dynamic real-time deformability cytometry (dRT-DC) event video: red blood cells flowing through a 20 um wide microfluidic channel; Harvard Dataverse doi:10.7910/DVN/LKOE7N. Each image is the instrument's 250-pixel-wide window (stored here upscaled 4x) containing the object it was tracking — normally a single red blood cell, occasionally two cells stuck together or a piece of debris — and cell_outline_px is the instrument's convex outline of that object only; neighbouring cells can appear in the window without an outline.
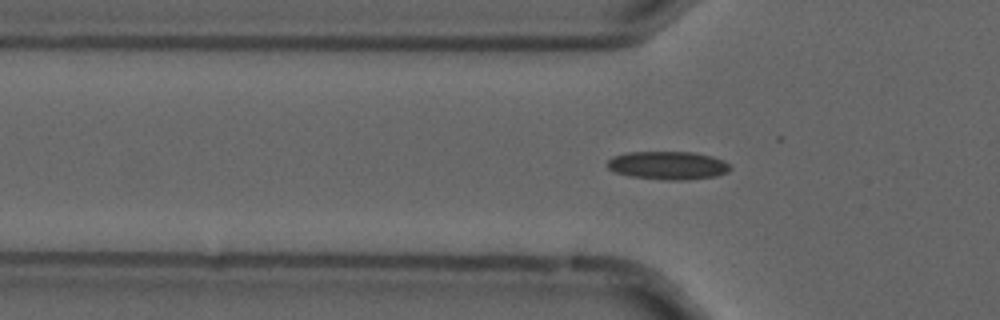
{"species": "common noctule bat (a hibernating species)", "species_latin": "Nyctalus noctula", "temperature_condition": "cold", "stored_images_in_passage": 56, "camera_frame_rate_fps": 3000, "um_per_image_px": 0.085, "animal": {"sex": "male", "forearm_length_mm": 52.5}, "frame": {"image": 1, "passage_image": 18, "time_ms": 5.667, "image_size_px": [1000, 320], "cell_outline_px": [[732, 168], [728, 172], [716, 176], [688, 180], [664, 180], [628, 176], [616, 172], [608, 168], [608, 160], [612, 156], [628, 152], [696, 152], [712, 156], [724, 160], [732, 164]], "centroid_in_image_um": [56.83, 14.06], "position_along_channel_um": 69.0, "area_um2": 20.52}}
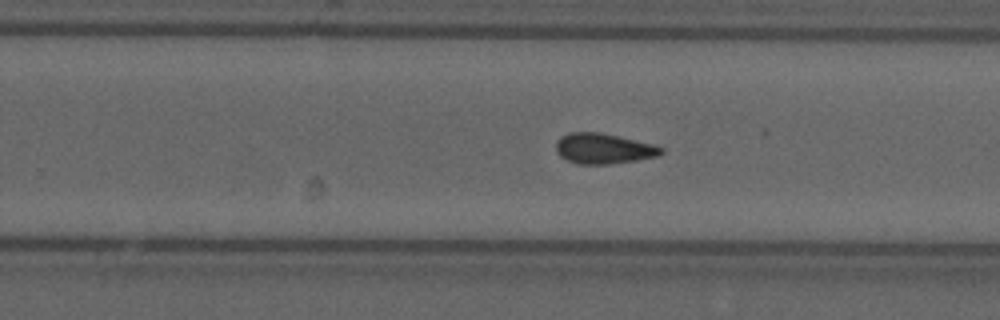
{"frame": {"image": 2, "passage_image": 35, "time_ms": 11.333, "image_size_px": [1000, 320], "cell_outline_px": [[664, 152], [660, 156], [636, 160], [608, 164], [580, 164], [568, 160], [560, 156], [556, 152], [556, 140], [560, 136], [568, 132], [600, 132], [652, 144], [664, 148]], "centroid_in_image_um": [51.28, 12.62], "position_along_channel_um": 278.5, "area_um2": 18.67}}
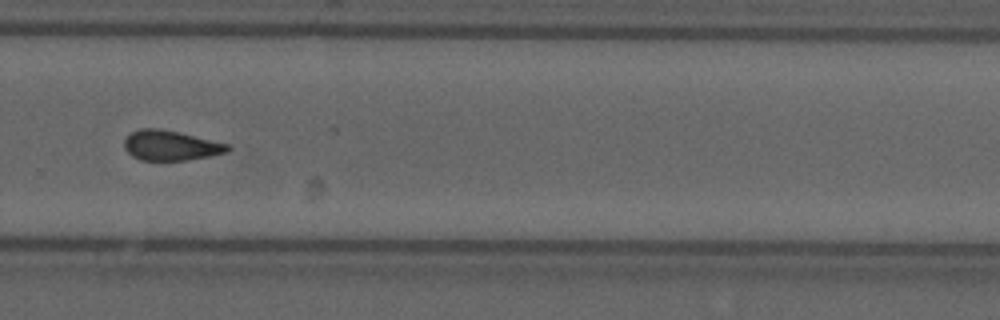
{"frame": {"image": 3, "passage_image": 38, "time_ms": 12.333, "image_size_px": [1000, 320], "cell_outline_px": [[232, 148], [228, 152], [188, 160], [140, 160], [132, 156], [124, 148], [124, 140], [132, 132], [140, 128], [160, 128], [228, 144]], "centroid_in_image_um": [14.49, 12.37], "position_along_channel_um": 315.3, "area_um2": 17.92}, "authors_computed_cell_mechanics": {"area_um2": 18.5538, "velocity_mm_per_s": 3.6889, "shape_relaxation_time_tau1_ms": null, "shape_relaxation_time_tau2_ms": 4.8341, "deformation_change_tau1": null, "deformation_change_tau2": 0.107}}